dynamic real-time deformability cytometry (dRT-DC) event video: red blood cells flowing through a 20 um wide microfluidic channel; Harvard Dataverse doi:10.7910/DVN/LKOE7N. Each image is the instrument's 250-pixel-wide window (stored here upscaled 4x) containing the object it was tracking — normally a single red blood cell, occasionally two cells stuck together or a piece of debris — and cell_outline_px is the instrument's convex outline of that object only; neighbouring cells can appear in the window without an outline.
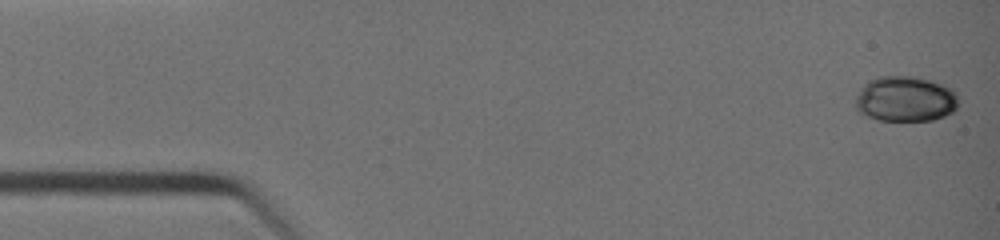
{"species": "common noctule bat (a hibernating species)", "species_latin": "Nyctalus noctula", "temperature_condition": "warm", "stored_images_in_passage": 12, "camera_frame_rate_fps": 3000, "um_per_image_px": 0.085, "animal": {"sex": "female", "body_mass_g": 19.0, "forearm_length_mm": 51.5}, "frame": {"image": 1, "passage_image": 1, "time_ms": 0.0, "image_size_px": [1000, 240], "cell_outline_px": [[956, 108], [952, 112], [944, 116], [932, 120], [876, 120], [860, 112], [856, 108], [856, 96], [860, 88], [868, 80], [876, 76], [912, 76], [944, 84], [952, 88], [956, 92]], "centroid_in_image_um": [76.93, 8.4], "position_along_channel_um": 8.1, "area_um2": 27.28}}